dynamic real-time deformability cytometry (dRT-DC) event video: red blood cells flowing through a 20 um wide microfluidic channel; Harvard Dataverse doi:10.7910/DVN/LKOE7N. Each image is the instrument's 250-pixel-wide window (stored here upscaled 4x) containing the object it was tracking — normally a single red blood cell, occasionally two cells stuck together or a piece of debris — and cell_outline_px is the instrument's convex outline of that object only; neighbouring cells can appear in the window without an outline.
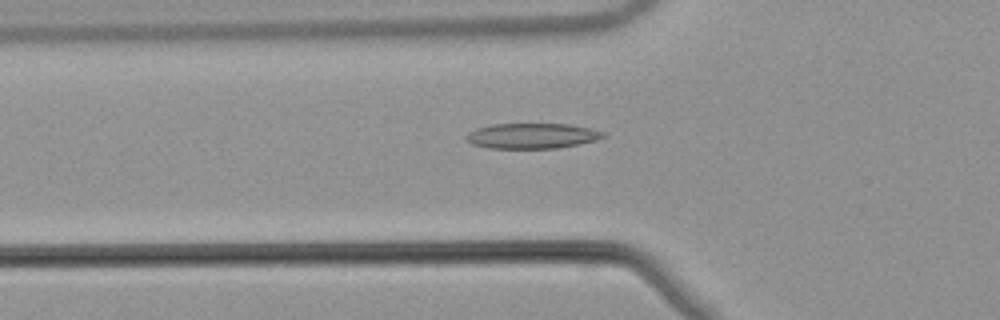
{"species": "common noctule bat (a hibernating species)", "species_latin": "Nyctalus noctula", "temperature_condition": "warm", "stored_images_in_passage": 49, "camera_frame_rate_fps": 3000, "um_per_image_px": 0.085, "animal": {"sex": "male", "body_mass_g": 21.5, "forearm_length_mm": 52.0}, "frame": {"image": 1, "passage_image": 19, "time_ms": 6.0, "image_size_px": [1000, 320], "cell_outline_px": [[604, 136], [596, 140], [580, 144], [556, 148], [488, 148], [472, 144], [464, 136], [468, 132], [476, 128], [492, 124], [568, 124], [592, 128], [604, 132]], "centroid_in_image_um": [45.21, 11.54], "position_along_channel_um": 80.6, "area_um2": 20.23}}
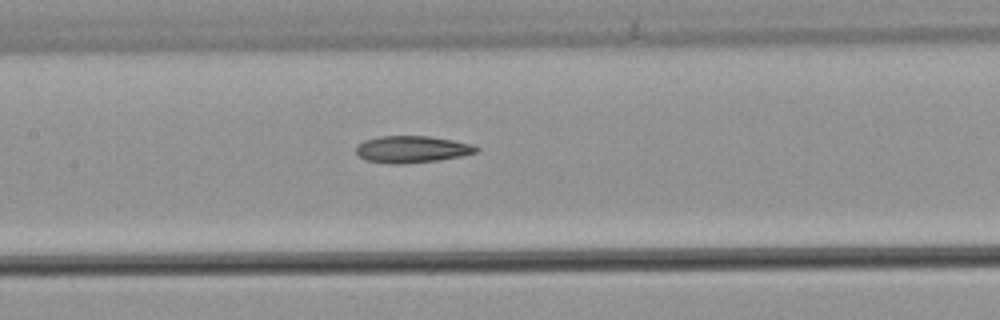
{"frame": {"image": 2, "passage_image": 26, "time_ms": 8.333, "image_size_px": [1000, 320], "cell_outline_px": [[480, 148], [476, 152], [464, 156], [440, 160], [404, 164], [392, 164], [364, 160], [356, 152], [356, 144], [364, 140], [380, 136], [428, 136], [452, 140], [472, 144]], "centroid_in_image_um": [35.01, 12.69], "position_along_channel_um": 172.4, "area_um2": 19.02}}
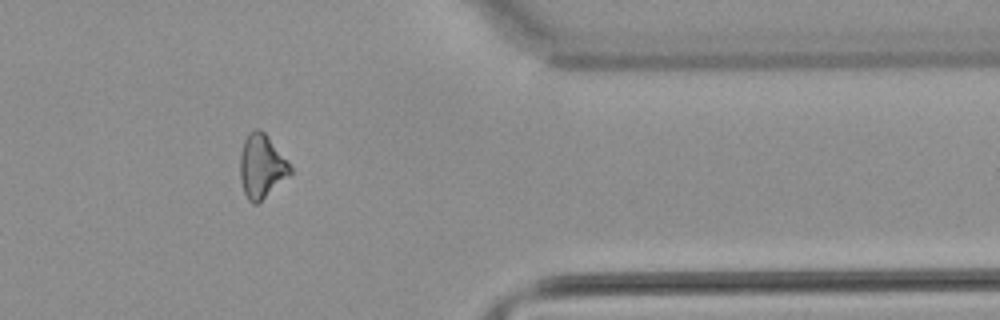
{"frame": {"image": 3, "passage_image": 44, "time_ms": 14.333, "image_size_px": [1000, 320], "cell_outline_px": [[292, 172], [288, 176], [256, 204], [252, 204], [248, 200], [244, 192], [240, 180], [240, 156], [244, 140], [248, 132], [256, 128], [260, 128], [268, 136], [292, 168]], "centroid_in_image_um": [22.2, 14.11], "position_along_channel_um": 389.2, "area_um2": 18.32}}